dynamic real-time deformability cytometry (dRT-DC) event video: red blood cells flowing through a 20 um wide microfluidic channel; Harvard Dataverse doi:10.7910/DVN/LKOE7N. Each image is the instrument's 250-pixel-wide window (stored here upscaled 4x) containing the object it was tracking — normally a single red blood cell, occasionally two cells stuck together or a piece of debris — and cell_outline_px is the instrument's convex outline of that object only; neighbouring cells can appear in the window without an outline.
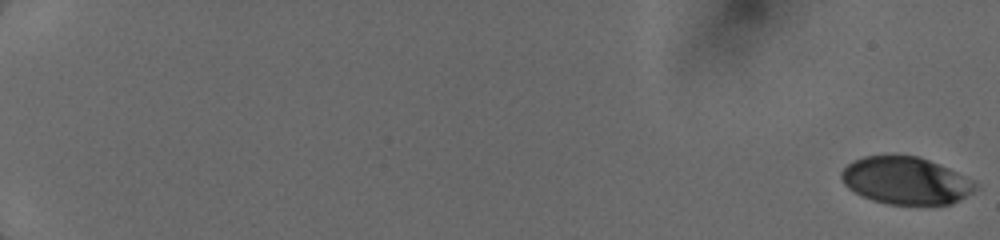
{"species": "human", "species_latin": "Homo sapiens", "temperature_condition": "cold", "stored_images_in_passage": 38, "camera_frame_rate_fps": 3000, "um_per_image_px": 0.085, "donor": {"sex": "female"}, "frame": {"image": 1, "passage_image": 1, "time_ms": 0.0, "image_size_px": [1000, 240], "cell_outline_px": [[976, 188], [972, 192], [960, 200], [952, 204], [888, 204], [872, 200], [848, 188], [844, 184], [840, 176], [840, 172], [852, 160], [864, 156], [916, 156], [928, 160], [948, 168], [956, 172], [976, 184]], "centroid_in_image_um": [76.95, 15.36], "position_along_channel_um": 8.1, "area_um2": 36.41}}
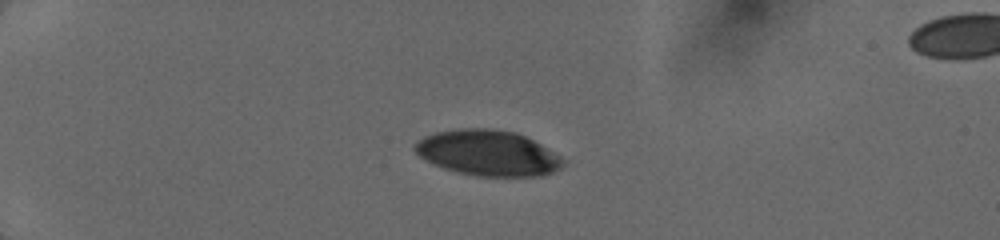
{"frame": {"image": 2, "passage_image": 29, "time_ms": 5.0, "image_size_px": [1000, 240], "cell_outline_px": [[564, 164], [560, 168], [552, 172], [540, 176], [476, 176], [456, 172], [432, 164], [420, 156], [412, 148], [416, 140], [424, 136], [436, 132], [456, 128], [488, 128], [516, 132], [540, 144], [560, 156], [564, 160]], "centroid_in_image_um": [41.43, 13.0], "position_along_channel_um": 43.6, "area_um2": 39.42}}